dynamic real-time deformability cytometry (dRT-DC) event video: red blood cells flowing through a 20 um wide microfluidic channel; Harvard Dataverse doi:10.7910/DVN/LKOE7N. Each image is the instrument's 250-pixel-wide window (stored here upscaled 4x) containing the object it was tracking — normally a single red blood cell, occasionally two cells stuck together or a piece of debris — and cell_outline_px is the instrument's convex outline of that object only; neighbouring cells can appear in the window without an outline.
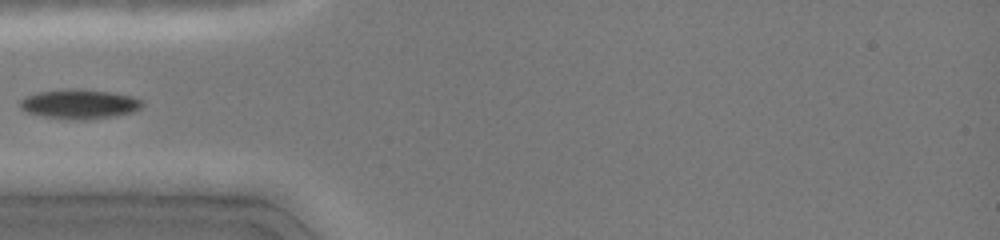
{"species": "common noctule bat (a hibernating species)", "species_latin": "Nyctalus noctula", "temperature_condition": "cold", "stored_images_in_passage": 37, "camera_frame_rate_fps": 3000, "um_per_image_px": 0.085, "animal": {"sex": "female", "body_mass_g": 19.0, "forearm_length_mm": 51.5}, "frame": {"image": 1, "passage_image": 1, "time_ms": 0.0, "image_size_px": [1000, 240], "cell_outline_px": [[144, 104], [140, 108], [132, 112], [112, 116], [84, 120], [44, 116], [28, 112], [20, 108], [20, 100], [24, 96], [36, 92], [68, 88], [80, 88], [112, 92], [132, 96], [144, 100]], "centroid_in_image_um": [6.76, 8.81], "position_along_channel_um": 78.2, "area_um2": 21.1}}
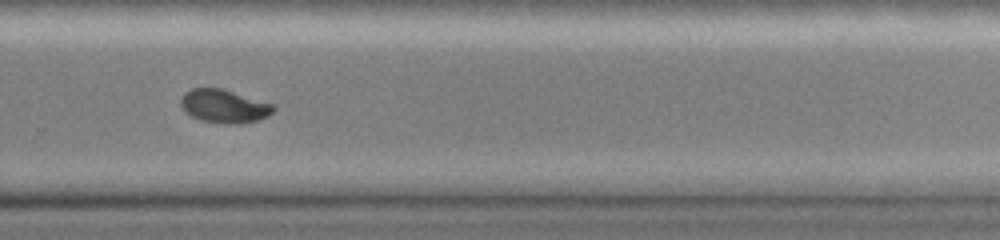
{"frame": {"image": 2, "passage_image": 26, "time_ms": 5.667, "image_size_px": [1000, 240], "cell_outline_px": [[276, 108], [268, 116], [260, 120], [236, 124], [228, 124], [200, 120], [192, 116], [180, 104], [180, 100], [184, 92], [192, 88], [220, 88], [272, 104]], "centroid_in_image_um": [19.05, 9.03], "position_along_channel_um": 310.8, "area_um2": 17.74}}
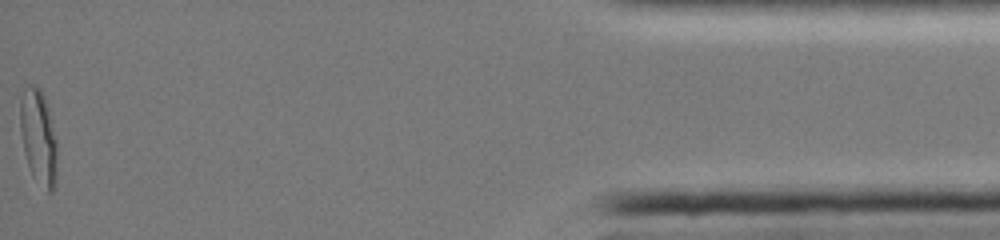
{"frame": {"image": 3, "passage_image": 37, "time_ms": 10.667, "image_size_px": [1000, 240], "cell_outline_px": [[56, 184], [52, 192], [48, 192], [32, 176], [24, 152], [20, 132], [20, 100], [24, 88], [28, 84], [36, 84], [40, 88], [44, 96], [48, 108], [56, 140]], "centroid_in_image_um": [3.25, 11.63], "position_along_channel_um": 431.9, "area_um2": 20.52}}